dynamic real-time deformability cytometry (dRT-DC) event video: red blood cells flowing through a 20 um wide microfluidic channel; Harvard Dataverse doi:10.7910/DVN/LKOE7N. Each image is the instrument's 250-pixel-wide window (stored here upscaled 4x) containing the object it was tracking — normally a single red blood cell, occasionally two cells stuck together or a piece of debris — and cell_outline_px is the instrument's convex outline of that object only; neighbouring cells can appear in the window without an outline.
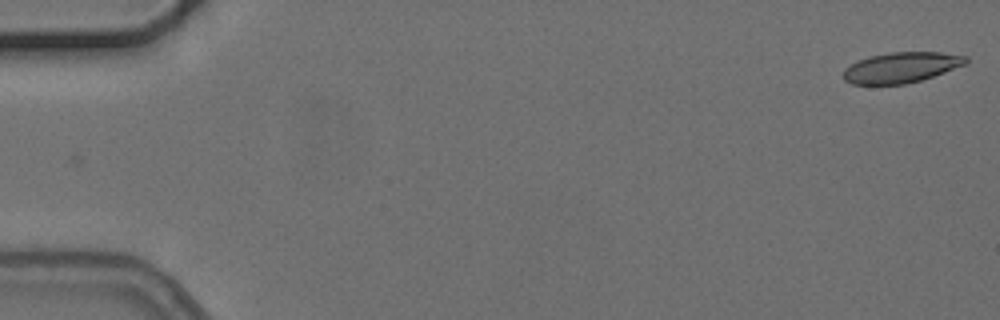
{"species": "common noctule bat (a hibernating species)", "species_latin": "Nyctalus noctula", "temperature_condition": "cold", "stored_images_in_passage": 2, "camera_frame_rate_fps": 3000, "um_per_image_px": 0.085, "animal": {"sex": "female", "body_mass_g": 24.6, "forearm_length_mm": 56.2}, "frame": {"image": 1, "passage_image": 2, "time_ms": 1.333, "image_size_px": [1000, 320], "cell_outline_px": [[968, 60], [964, 64], [944, 72], [920, 80], [904, 84], [852, 84], [844, 80], [844, 68], [856, 60], [868, 56], [892, 52], [940, 52], [968, 56]], "centroid_in_image_um": [76.56, 5.72], "position_along_channel_um": 8.4, "area_um2": 21.68}}